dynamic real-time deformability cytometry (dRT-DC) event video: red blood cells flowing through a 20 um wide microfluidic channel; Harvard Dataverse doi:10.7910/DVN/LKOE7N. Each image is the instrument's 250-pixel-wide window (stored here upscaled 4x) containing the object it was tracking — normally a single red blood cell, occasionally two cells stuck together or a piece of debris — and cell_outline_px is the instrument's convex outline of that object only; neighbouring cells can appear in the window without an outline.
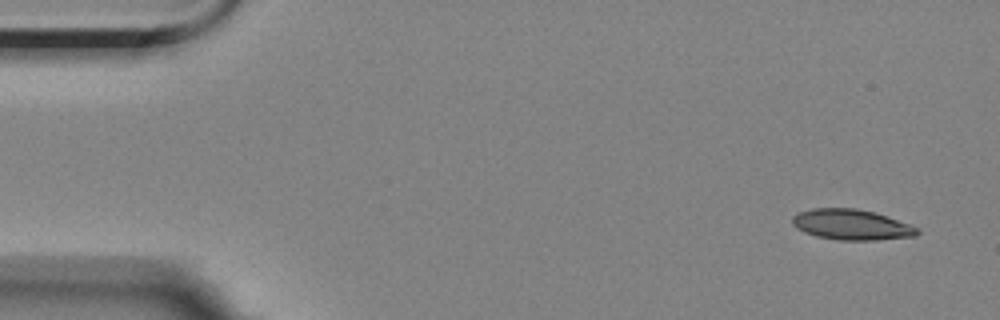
{"species": "Egyptian fruit bat (a non-hibernating species)", "species_latin": "Rousettus aegyptiacus", "temperature_condition": "room temperature", "stored_images_in_passage": 4, "camera_frame_rate_fps": 3000, "um_per_image_px": 0.085, "animal": {"sex": "female"}, "frame": {"image": 1, "passage_image": 1, "time_ms": 0.0, "image_size_px": [1000, 320], "cell_outline_px": [[920, 232], [916, 236], [876, 240], [840, 240], [816, 236], [804, 232], [796, 228], [792, 224], [792, 216], [796, 212], [812, 208], [856, 208], [876, 212], [888, 216], [908, 224], [916, 228]], "centroid_in_image_um": [72.34, 19.08], "position_along_channel_um": 12.7, "area_um2": 22.37}}
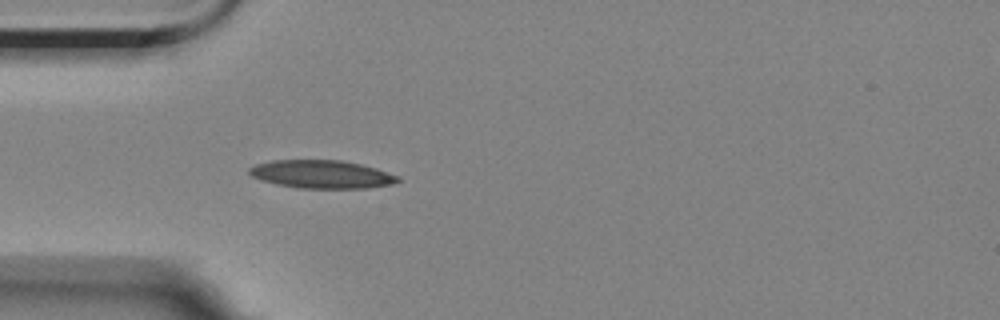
{"frame": {"image": 2, "passage_image": 4, "time_ms": 4.333, "image_size_px": [1000, 320], "cell_outline_px": [[400, 180], [392, 184], [368, 188], [300, 188], [276, 184], [252, 176], [248, 172], [248, 168], [256, 164], [272, 160], [340, 160], [360, 164], [376, 168], [400, 176]], "centroid_in_image_um": [27.36, 14.81], "position_along_channel_um": 57.6, "area_um2": 24.28}}